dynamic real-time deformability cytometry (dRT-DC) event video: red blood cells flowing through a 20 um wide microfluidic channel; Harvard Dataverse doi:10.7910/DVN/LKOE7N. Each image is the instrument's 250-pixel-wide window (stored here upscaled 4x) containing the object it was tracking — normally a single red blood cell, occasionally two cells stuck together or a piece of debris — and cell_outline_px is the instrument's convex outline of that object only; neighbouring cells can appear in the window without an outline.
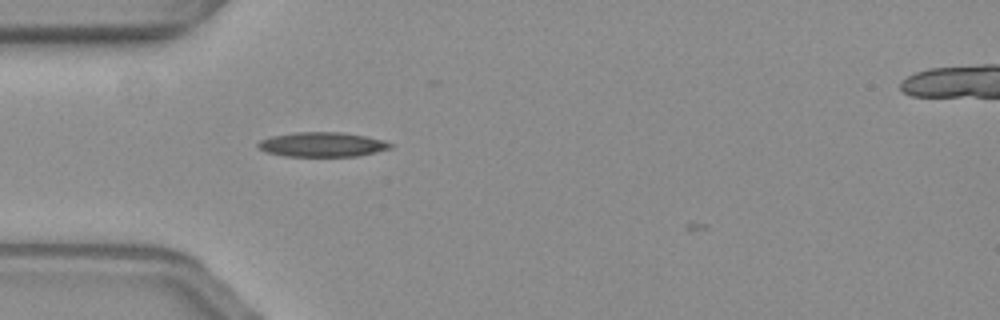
{"species": "common noctule bat (a hibernating species)", "species_latin": "Nyctalus noctula", "temperature_condition": "warm", "stored_images_in_passage": 12, "camera_frame_rate_fps": 3000, "um_per_image_px": 0.085, "animal": {"sex": "female", "body_mass_g": 19.3, "forearm_length_mm": 54.1}, "frame": {"image": 1, "passage_image": 11, "time_ms": 3.333, "image_size_px": [1000, 320], "cell_outline_px": [[392, 148], [376, 152], [356, 156], [284, 156], [264, 152], [256, 144], [260, 140], [272, 136], [296, 132], [340, 132], [364, 136], [384, 140], [392, 144]], "centroid_in_image_um": [27.37, 12.28], "position_along_channel_um": 57.6, "area_um2": 18.9}}